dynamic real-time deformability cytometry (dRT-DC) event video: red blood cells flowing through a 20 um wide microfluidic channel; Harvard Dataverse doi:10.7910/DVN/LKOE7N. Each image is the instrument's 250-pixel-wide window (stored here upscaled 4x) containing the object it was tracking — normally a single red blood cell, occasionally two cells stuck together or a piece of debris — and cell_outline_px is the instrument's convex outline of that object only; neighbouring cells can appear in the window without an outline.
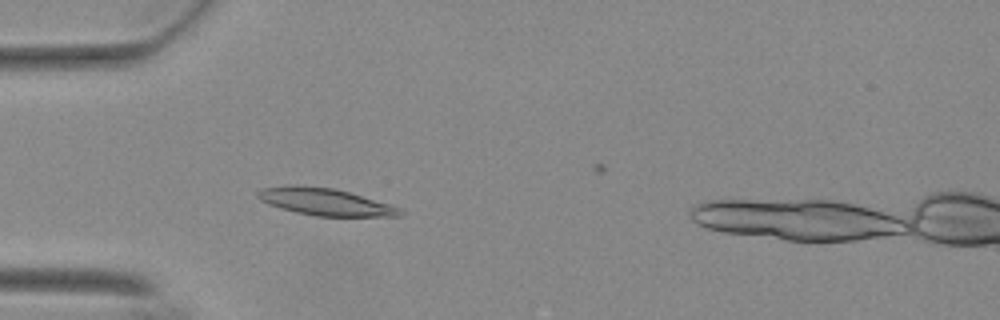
{"species": "Egyptian fruit bat (a non-hibernating species)", "species_latin": "Rousettus aegyptiacus", "temperature_condition": "warm", "stored_images_in_passage": 52, "camera_frame_rate_fps": 3000, "um_per_image_px": 0.085, "animal": {"sex": "female"}, "frame": {"image": 1, "passage_image": 13, "time_ms": 4.0, "image_size_px": [1000, 320], "cell_outline_px": [[404, 212], [400, 216], [316, 216], [296, 212], [280, 208], [268, 204], [260, 200], [256, 196], [256, 192], [264, 188], [292, 184], [296, 184], [332, 188], [348, 192], [388, 204], [400, 208]], "centroid_in_image_um": [27.58, 17.15], "position_along_channel_um": 57.4, "area_um2": 22.31}}
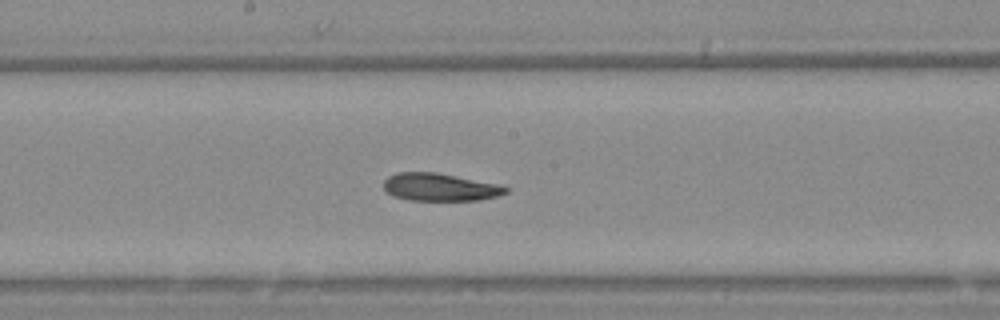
{"frame": {"image": 2, "passage_image": 26, "time_ms": 8.333, "image_size_px": [1000, 320], "cell_outline_px": [[508, 192], [496, 196], [480, 200], [412, 200], [392, 196], [384, 188], [384, 180], [388, 176], [396, 172], [436, 172], [504, 184], [508, 188]], "centroid_in_image_um": [37.44, 15.89], "position_along_channel_um": 210.8, "area_um2": 19.94}}
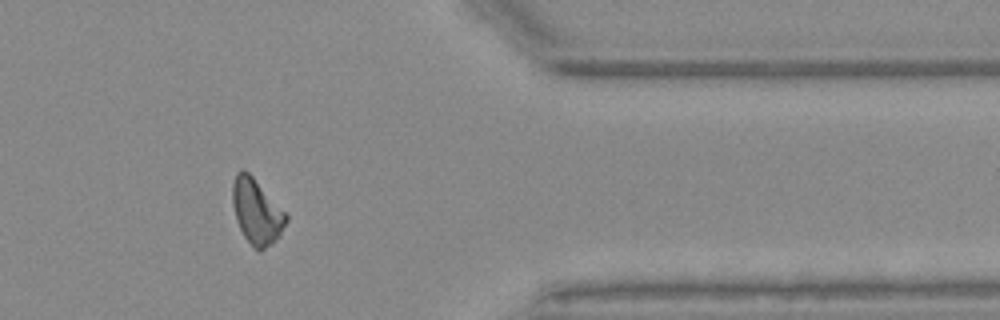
{"frame": {"image": 3, "passage_image": 42, "time_ms": 13.667, "image_size_px": [1000, 320], "cell_outline_px": [[288, 220], [280, 236], [272, 244], [260, 252], [244, 236], [236, 220], [232, 204], [232, 184], [236, 172], [244, 168], [252, 176], [288, 216]], "centroid_in_image_um": [21.8, 17.98], "position_along_channel_um": 389.6, "area_um2": 20.17}, "authors_computed_cell_mechanics": {"area_um2": 20.6346, "velocity_mm_per_s": 3.694, "shape_relaxation_time_tau1_ms": null, "shape_relaxation_time_tau2_ms": 6.4695, "deformation_change_tau1": null, "deformation_change_tau2": 0.1645}}